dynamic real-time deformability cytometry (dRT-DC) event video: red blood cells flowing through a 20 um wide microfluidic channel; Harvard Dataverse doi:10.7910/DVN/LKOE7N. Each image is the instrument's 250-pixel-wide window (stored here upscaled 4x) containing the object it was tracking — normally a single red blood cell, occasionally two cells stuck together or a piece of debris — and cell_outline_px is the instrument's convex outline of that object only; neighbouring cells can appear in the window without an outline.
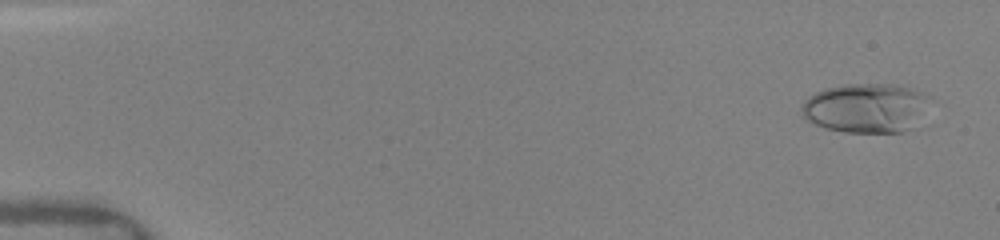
{"species": "human", "species_latin": "Homo sapiens", "temperature_condition": "warm", "stored_images_in_passage": 13, "camera_frame_rate_fps": 3000, "um_per_image_px": 0.085, "donor": {"sex": "female"}, "frame": {"image": 1, "passage_image": 3, "time_ms": 0.667, "image_size_px": [1000, 240], "cell_outline_px": [[924, 96], [908, 128], [900, 132], [844, 132], [828, 128], [816, 124], [800, 116], [800, 108], [804, 100], [808, 96], [824, 88], [844, 84], [892, 84], [912, 88]], "centroid_in_image_um": [73.34, 9.15], "position_along_channel_um": 11.7, "area_um2": 35.26}}
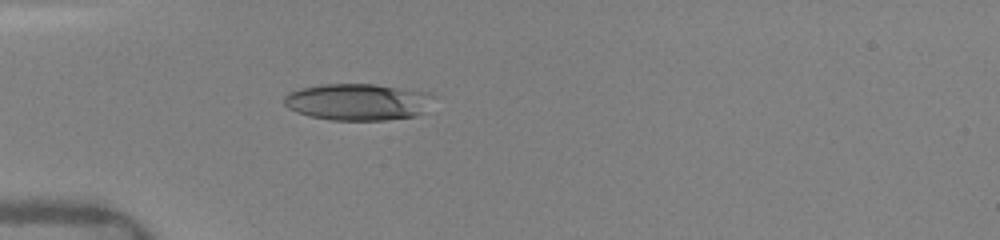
{"frame": {"image": 2, "passage_image": 13, "time_ms": 5.0, "image_size_px": [1000, 240], "cell_outline_px": [[436, 96], [416, 116], [384, 120], [332, 120], [312, 116], [296, 112], [288, 108], [284, 104], [284, 96], [288, 92], [300, 88], [320, 84], [372, 84], [428, 92]], "centroid_in_image_um": [30.36, 8.65], "position_along_channel_um": 54.6, "area_um2": 31.79}}